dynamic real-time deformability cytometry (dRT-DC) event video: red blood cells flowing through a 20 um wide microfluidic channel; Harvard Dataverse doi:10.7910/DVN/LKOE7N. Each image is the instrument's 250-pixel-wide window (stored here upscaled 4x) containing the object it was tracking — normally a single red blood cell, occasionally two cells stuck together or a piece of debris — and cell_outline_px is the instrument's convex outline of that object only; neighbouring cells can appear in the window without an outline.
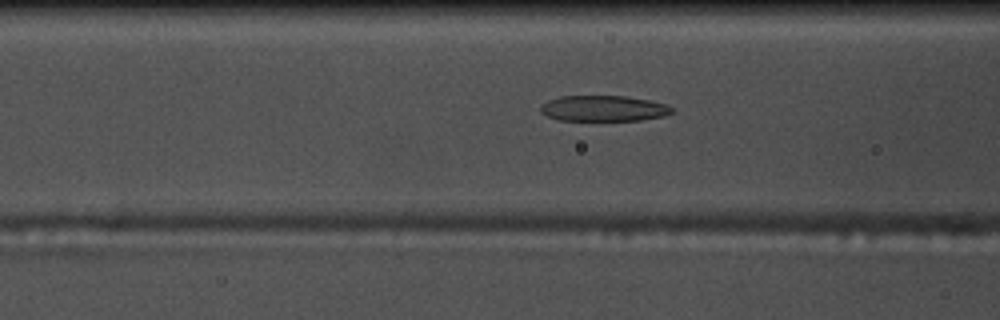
{"species": "common noctule bat (a hibernating species)", "species_latin": "Nyctalus noctula", "temperature_condition": "warm", "stored_images_in_passage": 54, "camera_frame_rate_fps": 3000, "um_per_image_px": 0.085, "animal": {"sex": "male", "body_mass_g": 17.5, "forearm_length_mm": 52.3}, "frame": {"image": 1, "passage_image": 21, "time_ms": 6.667, "image_size_px": [1000, 320], "cell_outline_px": [[672, 112], [664, 116], [640, 120], [560, 120], [548, 116], [540, 112], [540, 108], [548, 100], [560, 96], [624, 96], [648, 100], [668, 104], [672, 108]], "centroid_in_image_um": [51.31, 9.21], "position_along_channel_um": 115.3, "area_um2": 19.54}}
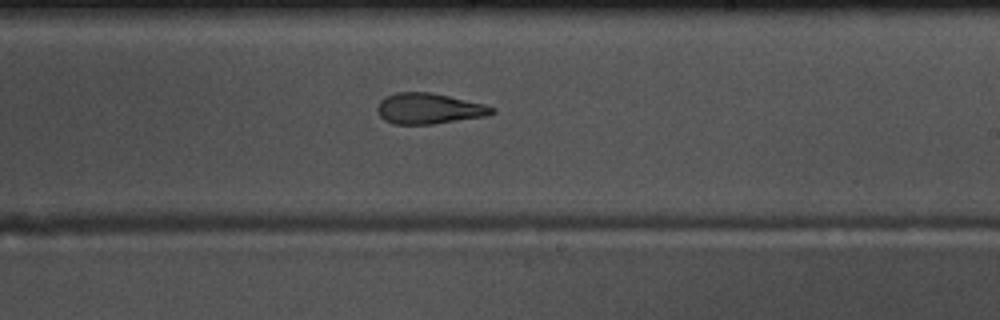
{"frame": {"image": 2, "passage_image": 32, "time_ms": 10.333, "image_size_px": [1000, 320], "cell_outline_px": [[496, 112], [488, 116], [432, 124], [392, 124], [384, 120], [380, 116], [376, 108], [380, 100], [384, 96], [396, 92], [432, 92], [484, 104], [496, 108]], "centroid_in_image_um": [36.45, 9.22], "position_along_channel_um": 252.5, "area_um2": 20.75}}
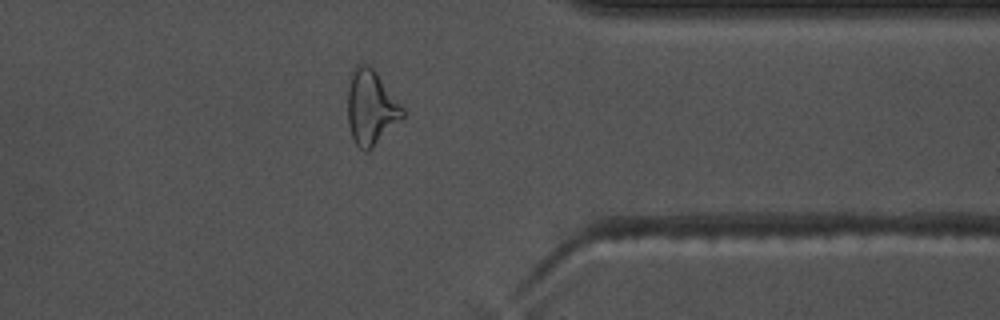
{"frame": {"image": 3, "passage_image": 43, "time_ms": 14.0, "image_size_px": [1000, 320], "cell_outline_px": [[404, 116], [368, 152], [364, 152], [356, 144], [352, 136], [348, 124], [348, 88], [352, 72], [356, 64], [368, 64], [376, 72], [404, 108]], "centroid_in_image_um": [31.52, 9.14], "position_along_channel_um": 379.9, "area_um2": 23.64}, "authors_computed_cell_mechanics": {"area_um2": 21.1259, "velocity_mm_per_s": 3.7505, "shape_relaxation_time_tau1_ms": 6.1334, "shape_relaxation_time_tau2_ms": 3.3493, "deformation_change_tau1": 0.2134, "deformation_change_tau2": 0.1352}}